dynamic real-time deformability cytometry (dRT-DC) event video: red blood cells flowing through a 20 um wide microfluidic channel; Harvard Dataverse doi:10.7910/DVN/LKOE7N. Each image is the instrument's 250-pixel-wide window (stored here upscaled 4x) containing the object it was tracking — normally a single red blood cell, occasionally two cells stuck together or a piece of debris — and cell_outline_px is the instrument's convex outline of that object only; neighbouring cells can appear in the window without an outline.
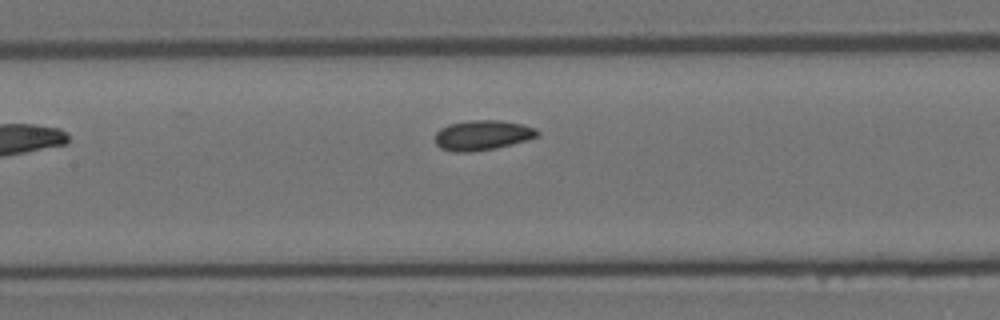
{"species": "Egyptian fruit bat (a non-hibernating species)", "species_latin": "Rousettus aegyptiacus", "temperature_condition": "room temperature", "stored_images_in_passage": 6, "camera_frame_rate_fps": 3000, "um_per_image_px": 0.085, "animal": {"sex": "female"}, "frame": {"image": 1, "passage_image": 6, "time_ms": 1.667, "image_size_px": [1000, 320], "cell_outline_px": [[540, 136], [528, 140], [496, 148], [468, 152], [456, 152], [440, 148], [436, 144], [436, 132], [440, 128], [448, 124], [468, 120], [500, 120], [520, 124], [536, 128], [540, 132]], "centroid_in_image_um": [41.02, 11.49], "position_along_channel_um": 166.4, "area_um2": 17.98}}